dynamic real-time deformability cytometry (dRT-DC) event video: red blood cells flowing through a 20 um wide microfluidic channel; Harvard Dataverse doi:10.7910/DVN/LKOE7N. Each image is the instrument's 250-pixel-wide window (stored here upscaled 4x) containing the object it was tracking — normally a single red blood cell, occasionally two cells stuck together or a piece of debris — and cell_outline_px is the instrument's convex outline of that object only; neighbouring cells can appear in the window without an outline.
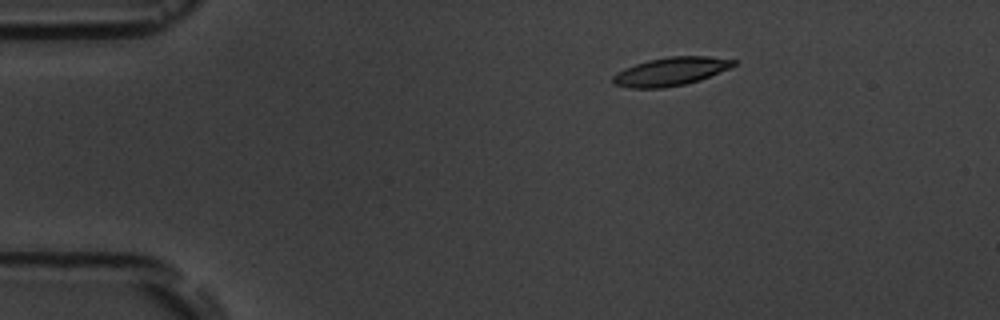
{"species": "common noctule bat (a hibernating species)", "species_latin": "Nyctalus noctula", "temperature_condition": "room temperature", "stored_images_in_passage": 3, "camera_frame_rate_fps": 3000, "um_per_image_px": 0.085, "animal": {"sex": "male", "body_mass_g": 19.5, "forearm_length_mm": 54.6}, "frame": {"image": 1, "passage_image": 1, "time_ms": 0.0, "image_size_px": [1000, 320], "cell_outline_px": [[736, 64], [732, 68], [700, 80], [684, 84], [664, 88], [628, 88], [612, 84], [612, 76], [616, 72], [624, 68], [648, 60], [668, 56], [708, 56], [736, 60]], "centroid_in_image_um": [57.01, 6.08], "position_along_channel_um": 28.0, "area_um2": 20.17}}
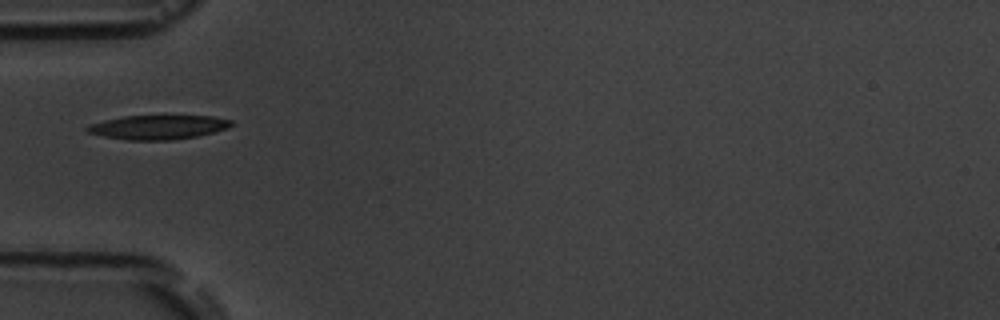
{"frame": {"image": 2, "passage_image": 3, "time_ms": 3.0, "image_size_px": [1000, 320], "cell_outline_px": [[236, 124], [228, 128], [196, 136], [172, 140], [128, 140], [104, 136], [88, 132], [84, 128], [88, 124], [104, 120], [124, 116], [212, 116], [232, 120]], "centroid_in_image_um": [13.44, 10.81], "position_along_channel_um": 71.6, "area_um2": 20.29}}